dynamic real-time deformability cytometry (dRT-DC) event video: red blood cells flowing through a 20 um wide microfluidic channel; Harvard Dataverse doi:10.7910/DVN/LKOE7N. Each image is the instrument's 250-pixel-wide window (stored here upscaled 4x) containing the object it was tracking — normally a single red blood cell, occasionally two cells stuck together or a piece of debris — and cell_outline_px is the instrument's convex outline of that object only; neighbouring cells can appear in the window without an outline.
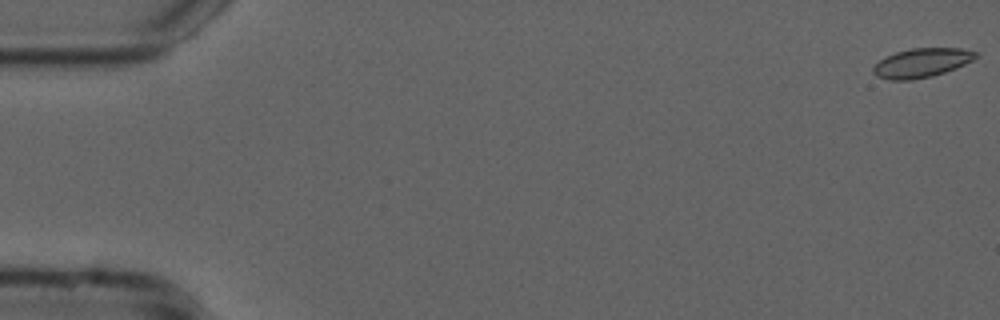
{"species": "common noctule bat (a hibernating species)", "species_latin": "Nyctalus noctula", "temperature_condition": "cold", "stored_images_in_passage": 8, "camera_frame_rate_fps": 3000, "um_per_image_px": 0.085, "animal": {"sex": "male", "forearm_length_mm": 52.5}, "frame": {"image": 1, "passage_image": 1, "time_ms": 0.0, "image_size_px": [1000, 320], "cell_outline_px": [[980, 56], [956, 68], [932, 76], [912, 80], [888, 80], [876, 76], [872, 72], [872, 68], [884, 56], [896, 52], [912, 48], [960, 48], [980, 52]], "centroid_in_image_um": [78.35, 5.34], "position_along_channel_um": 6.7, "area_um2": 17.57}}